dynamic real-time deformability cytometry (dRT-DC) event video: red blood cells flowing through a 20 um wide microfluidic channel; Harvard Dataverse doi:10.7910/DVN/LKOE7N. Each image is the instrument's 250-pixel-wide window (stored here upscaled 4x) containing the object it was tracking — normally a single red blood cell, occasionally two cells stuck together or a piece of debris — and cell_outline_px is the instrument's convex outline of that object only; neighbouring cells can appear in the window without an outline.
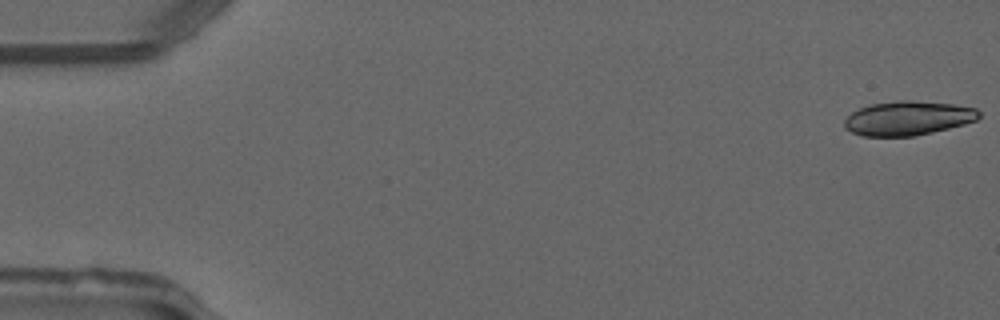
{"species": "common noctule bat (a hibernating species)", "species_latin": "Nyctalus noctula", "temperature_condition": "warm", "stored_images_in_passage": 25, "camera_frame_rate_fps": 3000, "um_per_image_px": 0.085, "animal": {"sex": "male", "forearm_length_mm": 52.5}, "frame": {"image": 1, "passage_image": 1, "time_ms": 0.0, "image_size_px": [1000, 320], "cell_outline_px": [[980, 116], [976, 120], [964, 124], [932, 132], [912, 136], [864, 136], [852, 132], [844, 128], [844, 120], [852, 112], [860, 108], [872, 104], [896, 100], [912, 100], [952, 104], [976, 108], [980, 112]], "centroid_in_image_um": [77.17, 10.04], "position_along_channel_um": 7.8, "area_um2": 26.7}}